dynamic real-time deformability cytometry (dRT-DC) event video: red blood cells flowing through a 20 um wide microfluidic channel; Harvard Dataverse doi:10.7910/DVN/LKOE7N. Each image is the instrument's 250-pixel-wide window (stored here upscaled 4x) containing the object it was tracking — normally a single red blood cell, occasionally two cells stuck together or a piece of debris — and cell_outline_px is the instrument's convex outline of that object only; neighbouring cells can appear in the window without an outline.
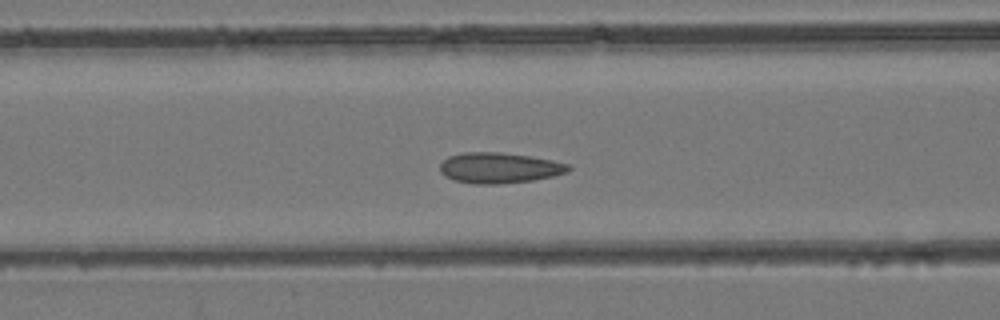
{"species": "common noctule bat (a hibernating species)", "species_latin": "Nyctalus noctula", "temperature_condition": "room temperature", "stored_images_in_passage": 46, "camera_frame_rate_fps": 3000, "um_per_image_px": 0.085, "animal": {"sex": "female", "body_mass_g": 24.6, "forearm_length_mm": 56.2}, "frame": {"image": 1, "passage_image": 18, "time_ms": 5.667, "image_size_px": [1000, 320], "cell_outline_px": [[572, 168], [568, 172], [552, 176], [532, 180], [496, 184], [472, 184], [452, 180], [444, 176], [440, 172], [440, 164], [448, 156], [464, 152], [496, 152], [528, 156], [552, 160], [568, 164]], "centroid_in_image_um": [42.39, 14.27], "position_along_channel_um": 124.2, "area_um2": 22.89}}
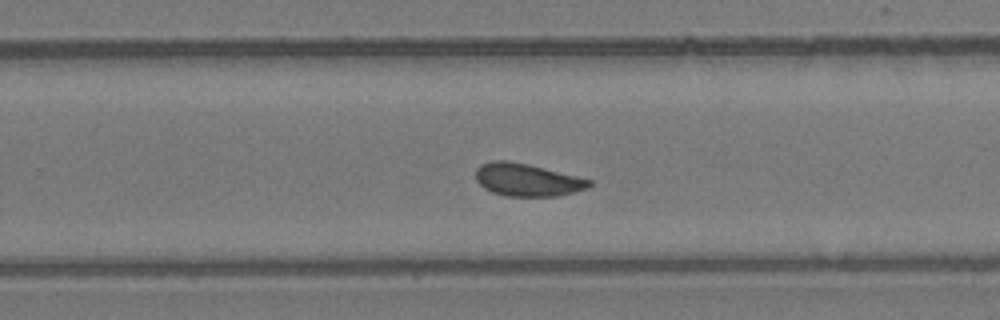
{"frame": {"image": 2, "passage_image": 29, "time_ms": 9.333, "image_size_px": [1000, 320], "cell_outline_px": [[592, 184], [588, 188], [556, 196], [508, 196], [492, 192], [484, 188], [476, 180], [476, 168], [480, 164], [492, 160], [508, 160], [528, 164], [592, 180]], "centroid_in_image_um": [44.77, 15.28], "position_along_channel_um": 285.0, "area_um2": 21.5}}
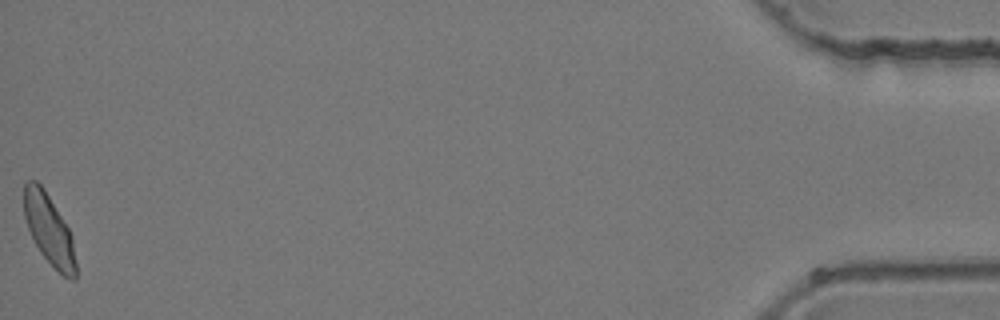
{"frame": {"image": 3, "passage_image": 46, "time_ms": 15.0, "image_size_px": [1000, 320], "cell_outline_px": [[76, 280], [72, 280], [64, 276], [40, 252], [28, 228], [24, 216], [24, 184], [28, 180], [36, 180], [44, 188], [68, 228], [72, 236], [76, 264]], "centroid_in_image_um": [4.17, 19.5], "position_along_channel_um": 431.0, "area_um2": 20.87}}